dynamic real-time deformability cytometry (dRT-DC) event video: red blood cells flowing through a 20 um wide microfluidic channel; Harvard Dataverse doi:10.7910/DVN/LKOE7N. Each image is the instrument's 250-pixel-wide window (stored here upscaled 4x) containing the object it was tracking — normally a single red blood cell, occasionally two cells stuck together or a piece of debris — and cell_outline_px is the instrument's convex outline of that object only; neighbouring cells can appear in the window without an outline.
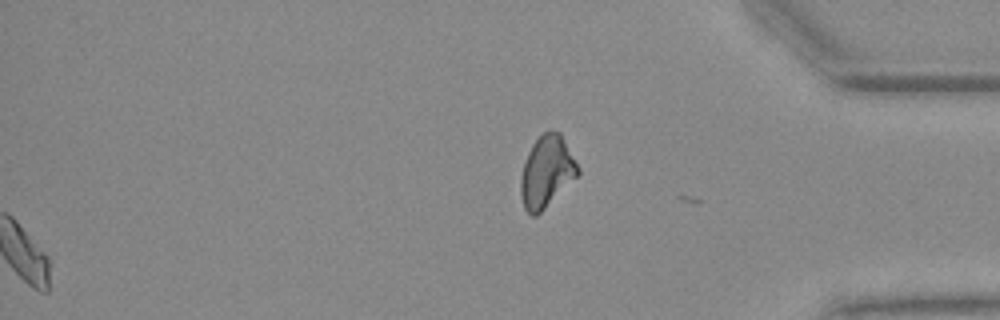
{"species": "Egyptian fruit bat (a non-hibernating species)", "species_latin": "Rousettus aegyptiacus", "temperature_condition": "warm", "stored_images_in_passage": 43, "camera_frame_rate_fps": 3000, "um_per_image_px": 0.085, "animal": {"sex": "female"}, "frame": {"image": 1, "passage_image": 43, "time_ms": 14.0, "image_size_px": [1000, 320], "cell_outline_px": [[580, 172], [536, 216], [532, 216], [524, 208], [520, 196], [520, 180], [524, 164], [528, 152], [532, 144], [544, 132], [560, 132], [580, 168]], "centroid_in_image_um": [46.44, 14.59], "position_along_channel_um": 388.8, "area_um2": 23.29}}